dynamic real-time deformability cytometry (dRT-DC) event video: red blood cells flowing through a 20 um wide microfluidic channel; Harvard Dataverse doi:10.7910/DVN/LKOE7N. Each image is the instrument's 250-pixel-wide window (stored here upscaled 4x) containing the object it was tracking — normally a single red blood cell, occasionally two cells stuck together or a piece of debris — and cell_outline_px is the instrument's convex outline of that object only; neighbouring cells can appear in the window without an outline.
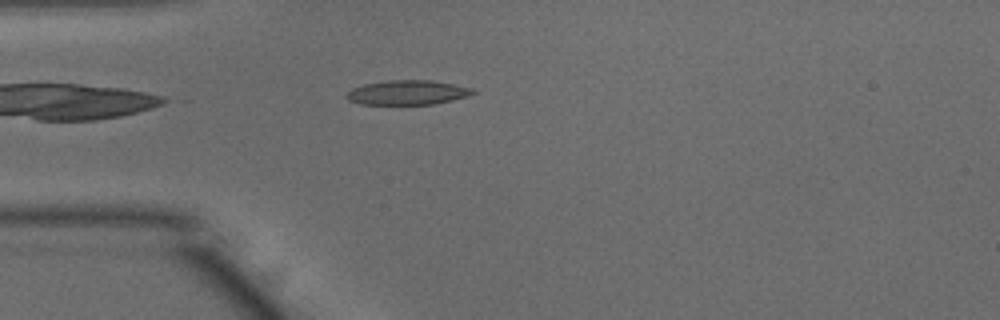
{"species": "common noctule bat (a hibernating species)", "species_latin": "Nyctalus noctula", "temperature_condition": "warm", "stored_images_in_passage": 40, "camera_frame_rate_fps": 3000, "um_per_image_px": 0.085, "animal": {"sex": "male", "body_mass_g": 15.6}, "frame": {"image": 1, "passage_image": 3, "time_ms": 0.667, "image_size_px": [1000, 320], "cell_outline_px": [[476, 92], [468, 96], [452, 100], [432, 104], [360, 104], [348, 100], [344, 96], [352, 88], [364, 84], [388, 80], [428, 80], [452, 84], [472, 88]], "centroid_in_image_um": [34.6, 7.86], "position_along_channel_um": 50.4, "area_um2": 17.92}}
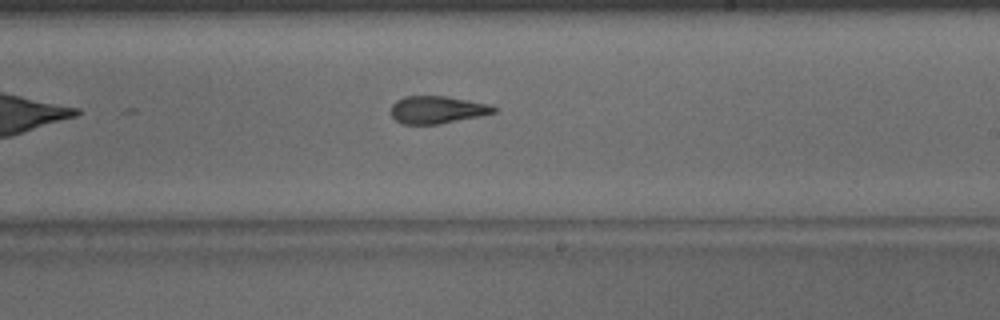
{"frame": {"image": 2, "passage_image": 19, "time_ms": 6.0, "image_size_px": [1000, 320], "cell_outline_px": [[496, 112], [480, 116], [440, 124], [404, 124], [396, 120], [392, 116], [392, 104], [396, 100], [404, 96], [444, 96], [468, 100], [488, 104], [496, 108]], "centroid_in_image_um": [37.15, 9.33], "position_along_channel_um": 251.9, "area_um2": 16.36}}
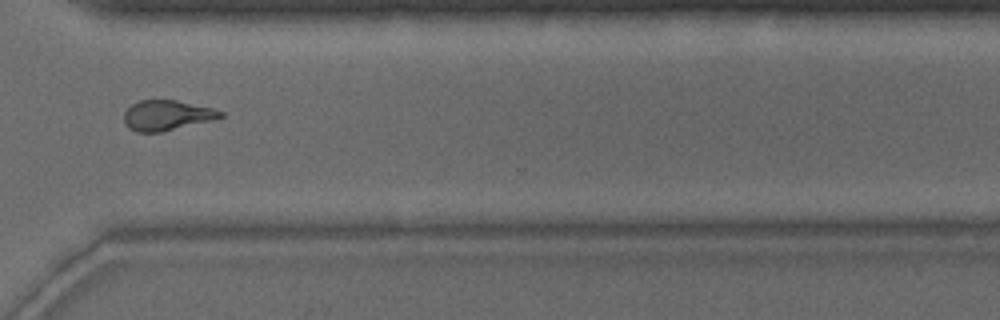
{"frame": {"image": 3, "passage_image": 27, "time_ms": 8.667, "image_size_px": [1000, 320], "cell_outline_px": [[224, 116], [160, 132], [136, 132], [128, 128], [124, 120], [124, 112], [132, 104], [140, 100], [176, 100], [212, 108], [224, 112]], "centroid_in_image_um": [14.13, 9.79], "position_along_channel_um": 356.5, "area_um2": 16.59}, "authors_computed_cell_mechanics": {"area_um2": 17.3689, "velocity_mm_per_s": 3.9235, "shape_relaxation_time_tau1_ms": 6.7891, "shape_relaxation_time_tau2_ms": 2.1336, "deformation_change_tau1": 0.2253, "deformation_change_tau2": 0.1057}}